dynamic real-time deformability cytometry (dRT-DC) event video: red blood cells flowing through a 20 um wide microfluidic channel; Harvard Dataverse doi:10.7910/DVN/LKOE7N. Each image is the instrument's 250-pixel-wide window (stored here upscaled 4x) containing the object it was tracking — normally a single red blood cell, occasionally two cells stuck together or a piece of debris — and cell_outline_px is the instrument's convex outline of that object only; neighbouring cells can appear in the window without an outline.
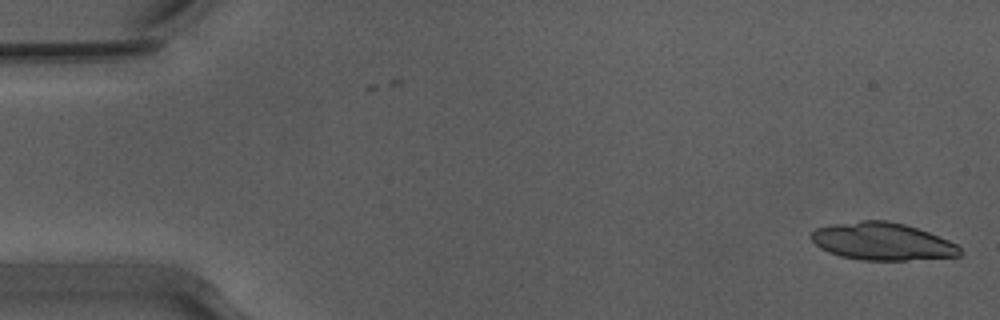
{"species": "Egyptian fruit bat (a non-hibernating species)", "species_latin": "Rousettus aegyptiacus", "temperature_condition": "warm", "stored_images_in_passage": 8, "camera_frame_rate_fps": 3000, "um_per_image_px": 0.085, "animal": {"sex": "male"}, "frame": {"image": 1, "passage_image": 1, "time_ms": 0.0, "image_size_px": [1000, 320], "cell_outline_px": [[960, 256], [904, 260], [860, 260], [840, 256], [828, 252], [820, 248], [808, 236], [816, 228], [832, 224], [860, 220], [888, 220], [904, 224], [928, 232], [948, 240], [956, 244], [960, 248]], "centroid_in_image_um": [74.95, 20.52], "position_along_channel_um": 10.1, "area_um2": 32.43}}